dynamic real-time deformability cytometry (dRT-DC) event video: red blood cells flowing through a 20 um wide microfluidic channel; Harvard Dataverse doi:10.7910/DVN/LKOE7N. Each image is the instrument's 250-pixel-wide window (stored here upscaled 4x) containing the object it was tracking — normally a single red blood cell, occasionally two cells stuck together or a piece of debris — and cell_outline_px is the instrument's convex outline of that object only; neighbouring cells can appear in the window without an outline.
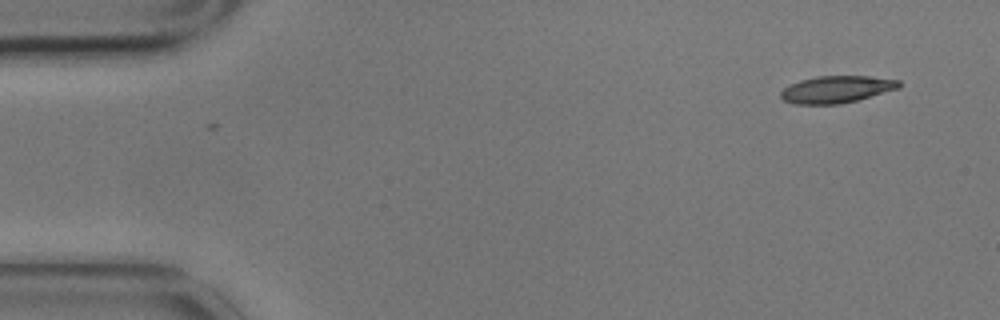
{"species": "common noctule bat (a hibernating species)", "species_latin": "Nyctalus noctula", "temperature_condition": "cold", "stored_images_in_passage": 3, "camera_frame_rate_fps": 3000, "um_per_image_px": 0.085, "animal": {"sex": "male", "body_mass_g": 17.9}, "frame": {"image": 1, "passage_image": 3, "time_ms": 0.667, "image_size_px": [1000, 320], "cell_outline_px": [[900, 88], [856, 100], [840, 104], [792, 104], [784, 100], [780, 96], [780, 92], [788, 84], [800, 80], [816, 76], [868, 76], [900, 80]], "centroid_in_image_um": [71.07, 7.59], "position_along_channel_um": 13.9, "area_um2": 18.67}}